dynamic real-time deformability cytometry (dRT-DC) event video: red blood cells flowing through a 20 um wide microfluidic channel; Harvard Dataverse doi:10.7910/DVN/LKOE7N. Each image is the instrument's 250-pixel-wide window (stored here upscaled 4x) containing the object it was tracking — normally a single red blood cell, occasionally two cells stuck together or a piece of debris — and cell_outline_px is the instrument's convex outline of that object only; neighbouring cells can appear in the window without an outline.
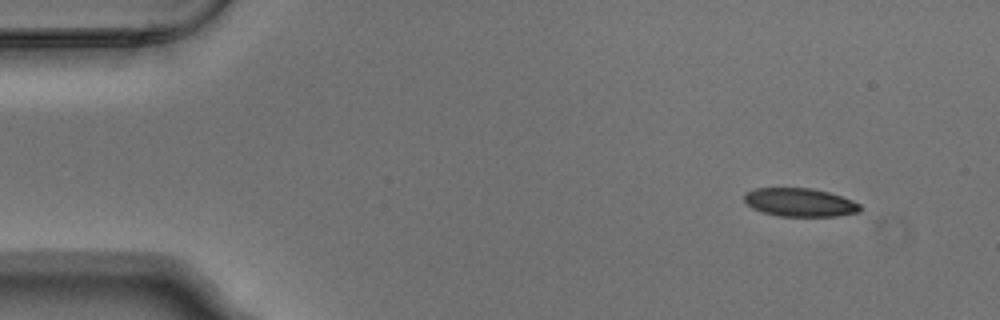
{"species": "Egyptian fruit bat (a non-hibernating species)", "species_latin": "Rousettus aegyptiacus", "temperature_condition": "warm", "stored_images_in_passage": 4, "camera_frame_rate_fps": 3000, "um_per_image_px": 0.085, "animal": {"sex": "male"}, "frame": {"image": 1, "passage_image": 1, "time_ms": 0.0, "image_size_px": [1000, 320], "cell_outline_px": [[864, 208], [860, 212], [836, 216], [780, 216], [764, 212], [752, 208], [744, 200], [744, 192], [756, 188], [812, 188], [828, 192], [852, 200], [860, 204]], "centroid_in_image_um": [68.01, 17.2], "position_along_channel_um": 17.0, "area_um2": 19.19}}
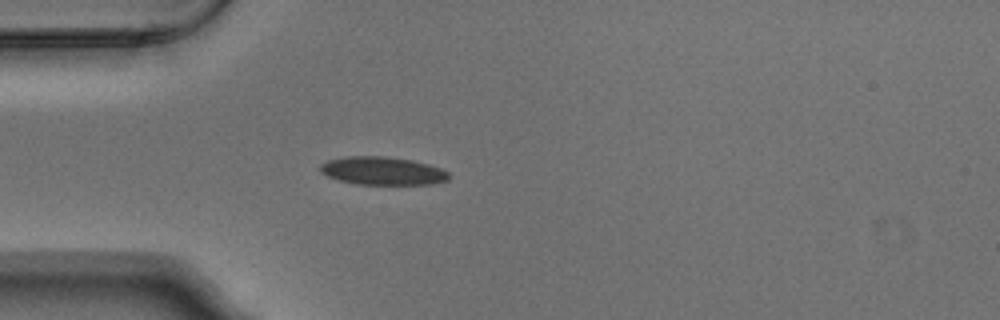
{"frame": {"image": 2, "passage_image": 4, "time_ms": 1.0, "image_size_px": [1000, 320], "cell_outline_px": [[448, 180], [432, 184], [356, 184], [340, 180], [328, 176], [320, 172], [320, 164], [328, 160], [348, 156], [384, 156], [412, 160], [428, 164], [440, 168], [448, 172]], "centroid_in_image_um": [32.5, 14.52], "position_along_channel_um": 52.5, "area_um2": 20.92}}